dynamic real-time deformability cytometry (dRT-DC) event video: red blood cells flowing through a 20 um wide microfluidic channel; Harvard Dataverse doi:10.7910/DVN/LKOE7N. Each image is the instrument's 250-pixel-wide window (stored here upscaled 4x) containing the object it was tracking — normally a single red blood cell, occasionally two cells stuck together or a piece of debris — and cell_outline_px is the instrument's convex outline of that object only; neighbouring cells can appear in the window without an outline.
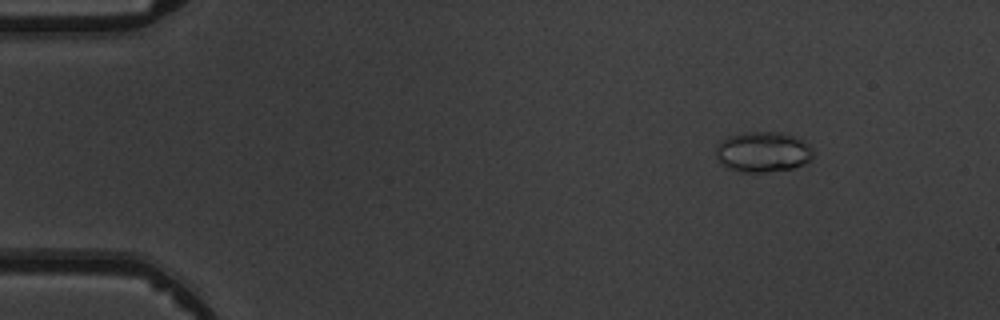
{"species": "common noctule bat (a hibernating species)", "species_latin": "Nyctalus noctula", "temperature_condition": "warm", "stored_images_in_passage": 5, "camera_frame_rate_fps": 3000, "um_per_image_px": 0.085, "animal": {"sex": "male", "body_mass_g": 19.5, "forearm_length_mm": 54.6}, "frame": {"image": 1, "passage_image": 2, "time_ms": 1.333, "image_size_px": [1000, 320], "cell_outline_px": [[812, 160], [804, 164], [792, 168], [768, 172], [740, 172], [724, 168], [720, 164], [716, 156], [716, 148], [728, 136], [752, 132], [780, 132], [804, 140], [812, 148]], "centroid_in_image_um": [64.85, 12.94], "position_along_channel_um": 20.2, "area_um2": 22.95}}
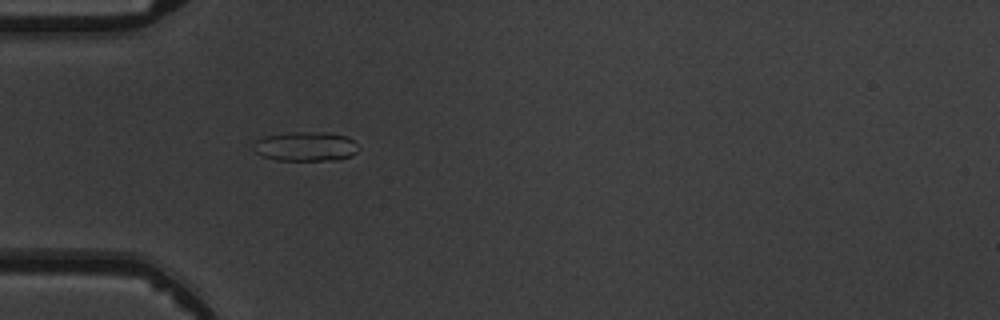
{"frame": {"image": 2, "passage_image": 5, "time_ms": 4.667, "image_size_px": [1000, 320], "cell_outline_px": [[360, 148], [352, 156], [340, 160], [276, 160], [264, 156], [256, 152], [252, 148], [252, 144], [256, 140], [264, 136], [288, 132], [328, 132], [344, 136], [352, 140]], "centroid_in_image_um": [25.98, 12.45], "position_along_channel_um": 59.0, "area_um2": 18.15}}